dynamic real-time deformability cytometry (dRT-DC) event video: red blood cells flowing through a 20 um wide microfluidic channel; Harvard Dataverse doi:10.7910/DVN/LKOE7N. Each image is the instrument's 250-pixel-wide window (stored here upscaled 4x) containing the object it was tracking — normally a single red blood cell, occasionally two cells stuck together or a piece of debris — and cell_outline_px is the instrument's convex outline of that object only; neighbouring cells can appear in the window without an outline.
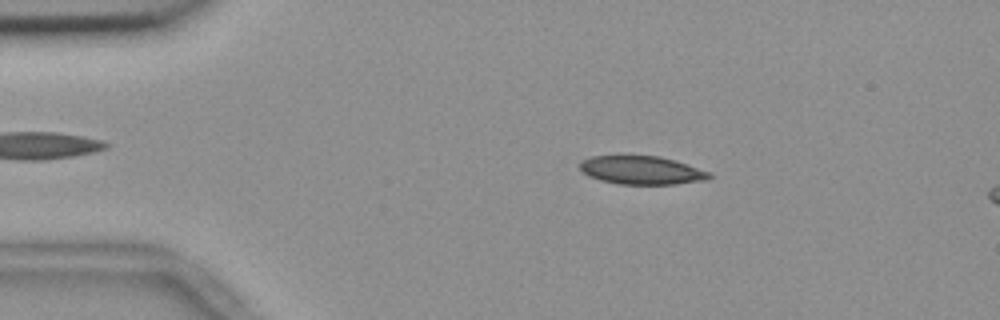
{"species": "common noctule bat (a hibernating species)", "species_latin": "Nyctalus noctula", "temperature_condition": "room temperature", "stored_images_in_passage": 46, "camera_frame_rate_fps": 3000, "um_per_image_px": 0.085, "animal": {"sex": "female", "body_mass_g": 18.4}, "frame": {"image": 1, "passage_image": 1, "time_ms": 0.0, "image_size_px": [1000, 320], "cell_outline_px": [[712, 176], [708, 180], [676, 184], [620, 184], [600, 180], [588, 176], [580, 168], [580, 164], [584, 160], [592, 156], [660, 156], [676, 160], [708, 172]], "centroid_in_image_um": [54.56, 14.47], "position_along_channel_um": 30.4, "area_um2": 21.21}}
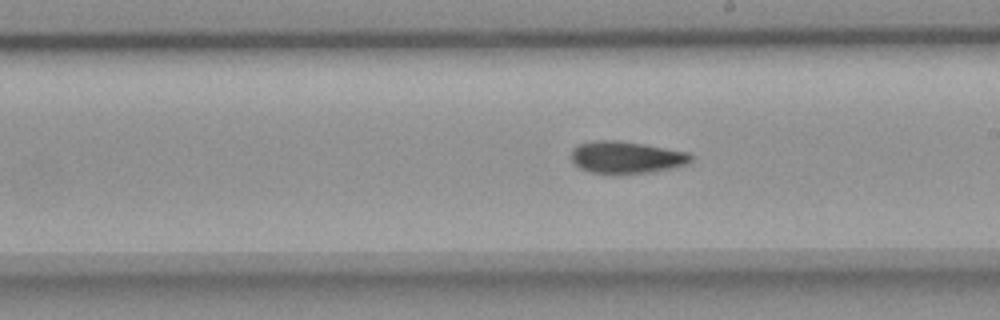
{"frame": {"image": 2, "passage_image": 22, "time_ms": 7.0, "image_size_px": [1000, 320], "cell_outline_px": [[692, 160], [688, 164], [672, 168], [652, 172], [620, 176], [588, 172], [580, 168], [572, 160], [572, 148], [580, 144], [592, 140], [616, 140], [644, 144], [688, 152], [692, 156]], "centroid_in_image_um": [53.23, 13.4], "position_along_channel_um": 235.8, "area_um2": 22.95}}
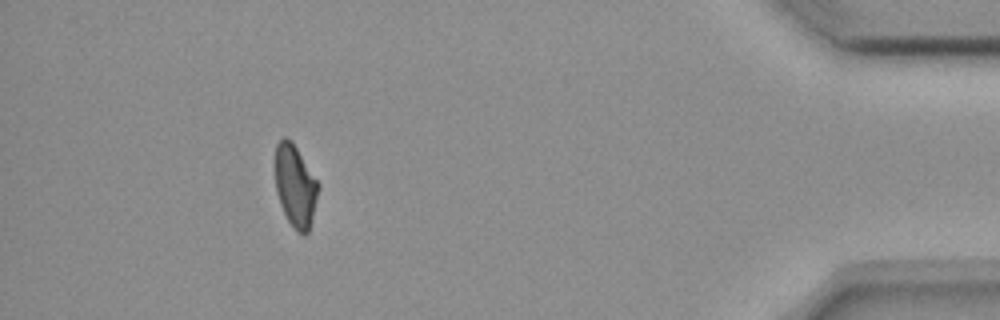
{"frame": {"image": 3, "passage_image": 41, "time_ms": 13.333, "image_size_px": [1000, 320], "cell_outline_px": [[320, 184], [308, 232], [304, 236], [296, 232], [288, 220], [280, 204], [276, 192], [276, 144], [284, 136], [292, 140]], "centroid_in_image_um": [25.1, 15.79], "position_along_channel_um": 410.1, "area_um2": 20.52}, "authors_computed_cell_mechanics": {"area_um2": 22.0796, "velocity_mm_per_s": 3.6597, "shape_relaxation_time_tau1_ms": 8.6907, "shape_relaxation_time_tau2_ms": 10.5469, "deformation_change_tau1": 0.1749, "deformation_change_tau2": 0.1541}}